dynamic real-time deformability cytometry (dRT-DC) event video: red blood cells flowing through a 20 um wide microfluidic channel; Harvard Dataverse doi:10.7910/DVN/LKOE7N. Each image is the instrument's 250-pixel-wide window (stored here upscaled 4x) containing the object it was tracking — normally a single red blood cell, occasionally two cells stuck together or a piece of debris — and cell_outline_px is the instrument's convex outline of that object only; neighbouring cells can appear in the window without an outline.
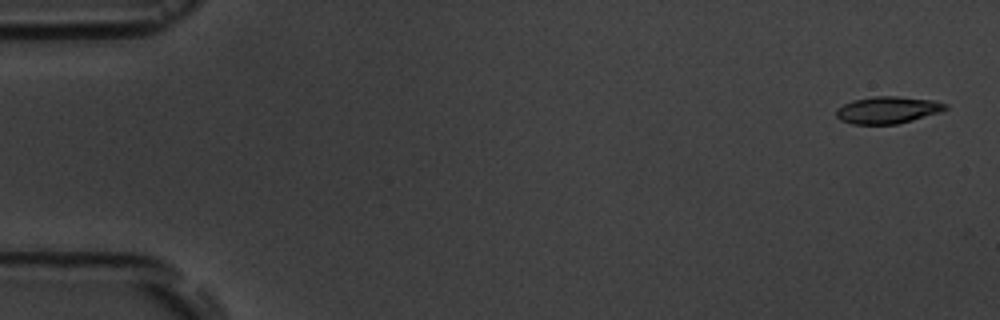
{"species": "common noctule bat (a hibernating species)", "species_latin": "Nyctalus noctula", "temperature_condition": "room temperature", "stored_images_in_passage": 5, "camera_frame_rate_fps": 3000, "um_per_image_px": 0.085, "animal": {"sex": "male", "body_mass_g": 19.5, "forearm_length_mm": 54.6}, "frame": {"image": 1, "passage_image": 1, "time_ms": 0.0, "image_size_px": [1000, 320], "cell_outline_px": [[948, 108], [940, 112], [912, 120], [896, 124], [852, 124], [840, 120], [836, 116], [836, 108], [852, 100], [876, 96], [896, 96], [932, 100], [948, 104]], "centroid_in_image_um": [75.43, 9.35], "position_along_channel_um": 9.6, "area_um2": 17.17}}
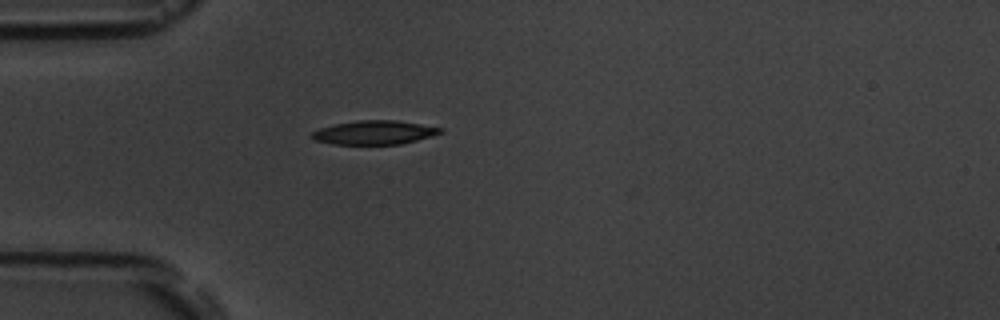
{"frame": {"image": 2, "passage_image": 5, "time_ms": 4.667, "image_size_px": [1000, 320], "cell_outline_px": [[444, 132], [432, 136], [400, 144], [332, 144], [312, 140], [312, 132], [320, 128], [332, 124], [356, 120], [396, 120], [444, 128]], "centroid_in_image_um": [31.81, 11.26], "position_along_channel_um": 53.2, "area_um2": 17.98}}